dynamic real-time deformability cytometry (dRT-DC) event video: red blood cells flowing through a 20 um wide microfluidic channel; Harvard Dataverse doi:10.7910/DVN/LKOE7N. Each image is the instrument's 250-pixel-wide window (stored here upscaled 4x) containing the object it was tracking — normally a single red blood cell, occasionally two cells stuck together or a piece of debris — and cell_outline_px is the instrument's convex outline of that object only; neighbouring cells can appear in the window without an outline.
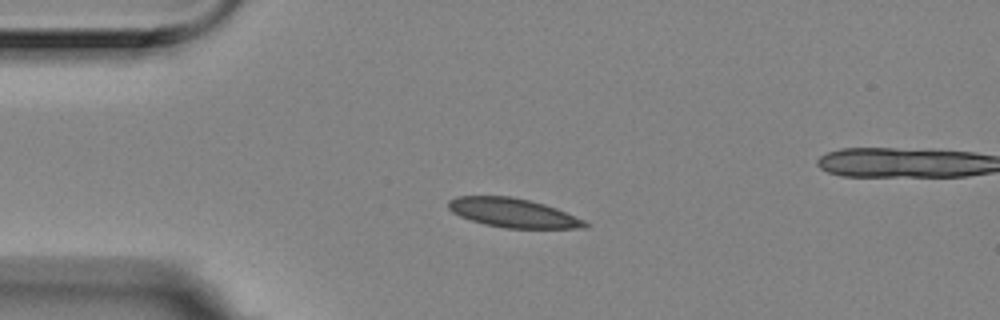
{"species": "Egyptian fruit bat (a non-hibernating species)", "species_latin": "Rousettus aegyptiacus", "temperature_condition": "room temperature", "stored_images_in_passage": 5, "camera_frame_rate_fps": 3000, "um_per_image_px": 0.085, "animal": {"sex": "female"}, "frame": {"image": 1, "passage_image": 3, "time_ms": 0.667, "image_size_px": [1000, 320], "cell_outline_px": [[588, 228], [504, 228], [484, 224], [460, 216], [452, 212], [448, 208], [448, 200], [456, 196], [512, 196], [544, 204], [556, 208], [584, 220], [588, 224]], "centroid_in_image_um": [43.59, 18.09], "position_along_channel_um": 41.4, "area_um2": 23.06}}